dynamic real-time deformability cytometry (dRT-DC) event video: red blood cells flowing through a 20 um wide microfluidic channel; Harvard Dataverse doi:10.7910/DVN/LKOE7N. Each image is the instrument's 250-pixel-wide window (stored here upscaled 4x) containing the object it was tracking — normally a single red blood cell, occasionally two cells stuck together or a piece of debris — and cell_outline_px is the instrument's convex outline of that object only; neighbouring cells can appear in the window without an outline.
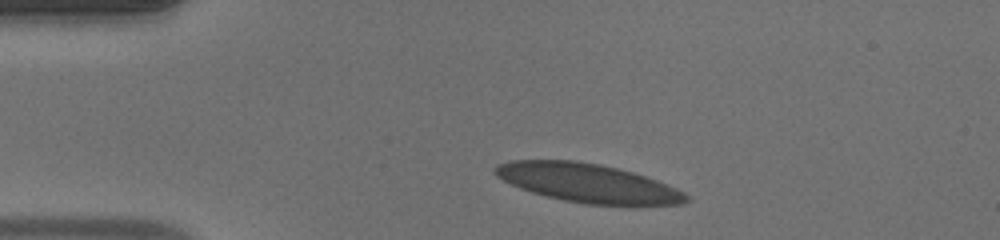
{"species": "human", "species_latin": "Homo sapiens", "temperature_condition": "warm", "stored_images_in_passage": 40, "camera_frame_rate_fps": 3000, "um_per_image_px": 0.085, "donor": {"sex": "male"}, "frame": {"image": 1, "passage_image": 1, "time_ms": 0.0, "image_size_px": [1000, 240], "cell_outline_px": [[688, 200], [680, 204], [584, 204], [564, 200], [532, 192], [520, 188], [496, 176], [492, 172], [492, 168], [500, 164], [512, 160], [576, 160], [600, 164], [632, 172], [656, 180], [676, 188], [684, 192], [688, 196]], "centroid_in_image_um": [49.91, 15.54], "position_along_channel_um": 35.1, "area_um2": 42.48}}
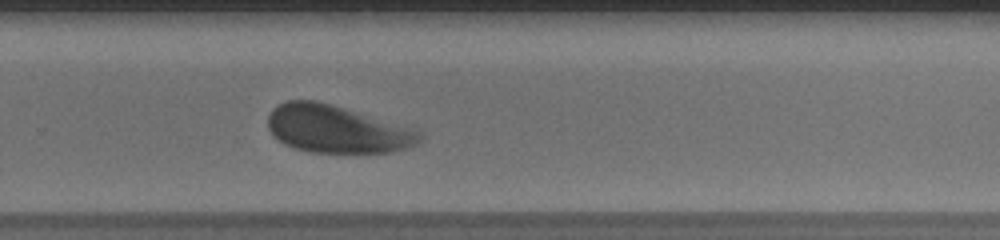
{"frame": {"image": 2, "passage_image": 24, "time_ms": 7.667, "image_size_px": [1000, 240], "cell_outline_px": [[424, 136], [420, 140], [408, 148], [388, 152], [312, 152], [296, 148], [284, 144], [268, 128], [268, 116], [272, 108], [288, 100], [316, 100], [420, 132]], "centroid_in_image_um": [28.55, 10.98], "position_along_channel_um": 301.2, "area_um2": 40.81}}
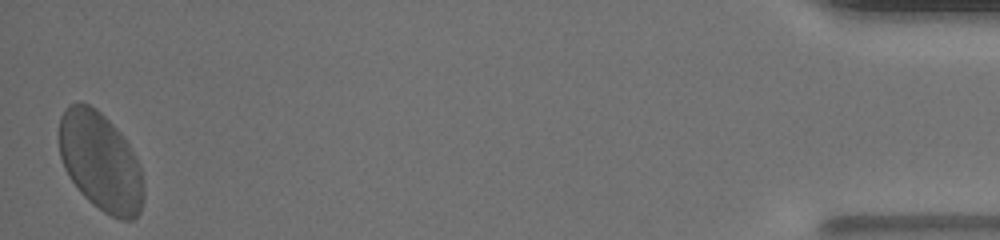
{"frame": {"image": 3, "passage_image": 40, "time_ms": 13.0, "image_size_px": [1000, 240], "cell_outline_px": [[144, 196], [140, 212], [132, 220], [120, 220], [104, 212], [88, 200], [80, 192], [64, 168], [60, 156], [60, 116], [64, 108], [68, 104], [88, 104], [96, 108], [116, 128], [128, 144], [140, 168], [144, 184]], "centroid_in_image_um": [8.54, 13.77], "position_along_channel_um": 426.7, "area_um2": 48.15}, "authors_computed_cell_mechanics": {"area_um2": 42.4252, "velocity_mm_per_s": 4.0446, "shape_relaxation_time_tau1_ms": 2.3897, "shape_relaxation_time_tau2_ms": null, "deformation_change_tau1": 0.1368, "deformation_change_tau2": null}}